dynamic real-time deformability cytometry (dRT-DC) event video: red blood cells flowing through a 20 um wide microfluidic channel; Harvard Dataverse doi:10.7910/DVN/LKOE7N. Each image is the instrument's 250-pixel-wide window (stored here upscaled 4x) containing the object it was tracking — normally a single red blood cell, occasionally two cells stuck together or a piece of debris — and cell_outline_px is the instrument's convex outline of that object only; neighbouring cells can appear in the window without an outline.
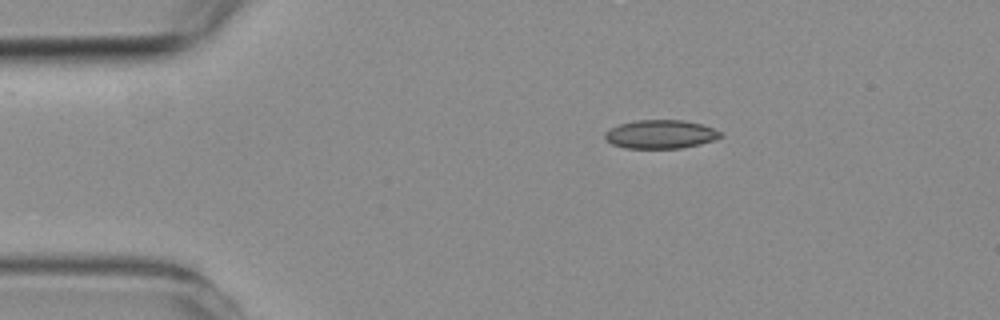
{"species": "common noctule bat (a hibernating species)", "species_latin": "Nyctalus noctula", "temperature_condition": "room temperature", "stored_images_in_passage": 6, "camera_frame_rate_fps": 3000, "um_per_image_px": 0.085, "animal": {"sex": "female", "body_mass_g": 19.3, "forearm_length_mm": 54.1}, "frame": {"image": 1, "passage_image": 1, "time_ms": 0.0, "image_size_px": [1000, 320], "cell_outline_px": [[724, 136], [700, 144], [680, 148], [624, 148], [612, 144], [604, 136], [604, 132], [620, 124], [636, 120], [684, 120], [700, 124], [712, 128], [720, 132]], "centroid_in_image_um": [56.14, 11.41], "position_along_channel_um": 28.9, "area_um2": 19.07}}
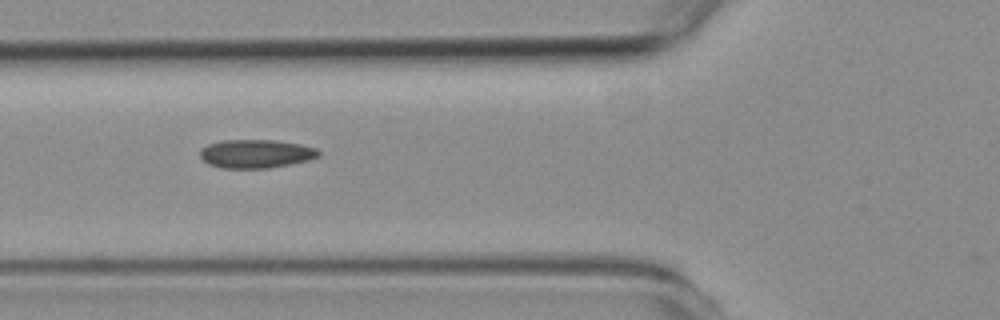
{"frame": {"image": 2, "passage_image": 4, "time_ms": 3.333, "image_size_px": [1000, 320], "cell_outline_px": [[320, 156], [308, 160], [292, 164], [268, 168], [220, 168], [208, 164], [200, 156], [200, 152], [208, 144], [224, 140], [276, 140], [300, 144], [316, 148], [320, 152]], "centroid_in_image_um": [21.78, 13.07], "position_along_channel_um": 104.0, "area_um2": 19.71}}
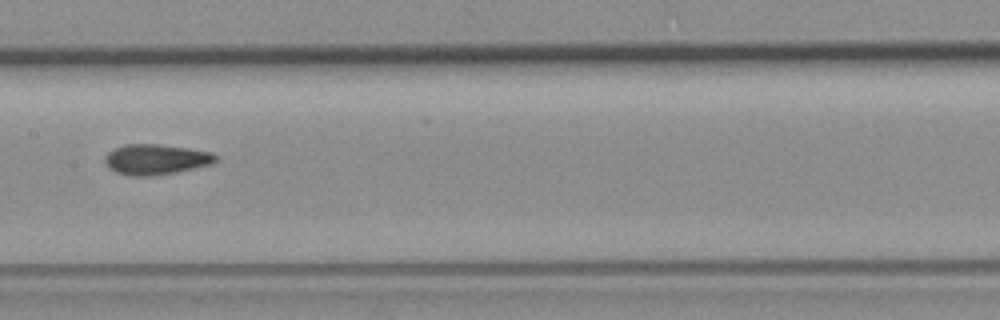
{"frame": {"image": 3, "passage_image": 6, "time_ms": 5.667, "image_size_px": [1000, 320], "cell_outline_px": [[220, 160], [212, 164], [176, 172], [148, 176], [132, 176], [116, 172], [104, 160], [104, 156], [112, 148], [124, 144], [160, 144], [188, 148], [212, 152]], "centroid_in_image_um": [13.27, 13.53], "position_along_channel_um": 194.1, "area_um2": 19.65}}